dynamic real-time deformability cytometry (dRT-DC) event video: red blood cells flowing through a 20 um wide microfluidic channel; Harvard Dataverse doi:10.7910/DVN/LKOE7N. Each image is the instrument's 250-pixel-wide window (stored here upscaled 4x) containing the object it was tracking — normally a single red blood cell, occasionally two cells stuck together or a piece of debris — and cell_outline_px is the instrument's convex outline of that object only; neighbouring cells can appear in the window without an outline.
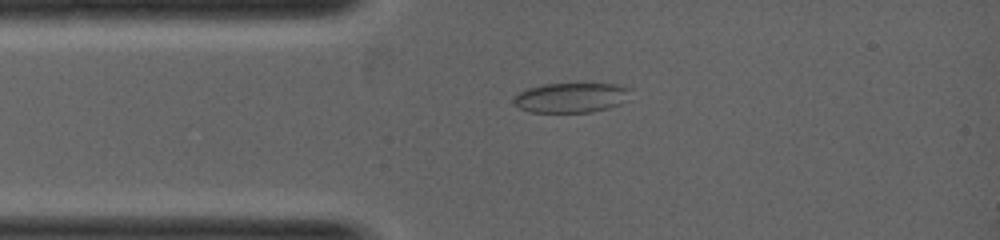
{"species": "common noctule bat (a hibernating species)", "species_latin": "Nyctalus noctula", "temperature_condition": "warm", "stored_images_in_passage": 1, "camera_frame_rate_fps": 5000, "um_per_image_px": 0.085, "animal": {"sex": "female", "body_mass_g": 19.0, "forearm_length_mm": 53.3}, "frame": {"image": 1, "passage_image": 1, "time_ms": 0.0, "image_size_px": [1000, 240], "cell_outline_px": [[632, 88], [620, 104], [608, 108], [592, 112], [532, 112], [520, 108], [512, 104], [512, 100], [520, 92], [528, 88], [544, 84], [616, 84]], "centroid_in_image_um": [48.51, 8.3], "position_along_channel_um": 36.5, "area_um2": 20.11}}